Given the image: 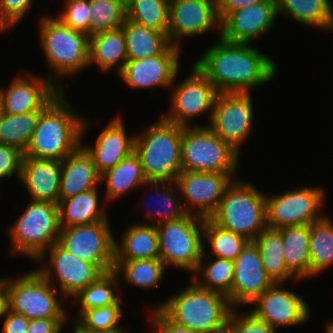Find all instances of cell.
<instances>
[{
	"instance_id": "16",
	"label": "cell",
	"mask_w": 333,
	"mask_h": 333,
	"mask_svg": "<svg viewBox=\"0 0 333 333\" xmlns=\"http://www.w3.org/2000/svg\"><path fill=\"white\" fill-rule=\"evenodd\" d=\"M234 174L236 173L182 171L174 186H178L186 199L183 203L186 213L209 219L217 210L227 186L234 179Z\"/></svg>"
},
{
	"instance_id": "45",
	"label": "cell",
	"mask_w": 333,
	"mask_h": 333,
	"mask_svg": "<svg viewBox=\"0 0 333 333\" xmlns=\"http://www.w3.org/2000/svg\"><path fill=\"white\" fill-rule=\"evenodd\" d=\"M32 0H0V32L13 28L25 17Z\"/></svg>"
},
{
	"instance_id": "25",
	"label": "cell",
	"mask_w": 333,
	"mask_h": 333,
	"mask_svg": "<svg viewBox=\"0 0 333 333\" xmlns=\"http://www.w3.org/2000/svg\"><path fill=\"white\" fill-rule=\"evenodd\" d=\"M99 183L100 175L82 146L61 161L59 201L97 188Z\"/></svg>"
},
{
	"instance_id": "41",
	"label": "cell",
	"mask_w": 333,
	"mask_h": 333,
	"mask_svg": "<svg viewBox=\"0 0 333 333\" xmlns=\"http://www.w3.org/2000/svg\"><path fill=\"white\" fill-rule=\"evenodd\" d=\"M203 237L210 244L214 256L232 261L239 256L249 242L240 235L222 229L210 219H205Z\"/></svg>"
},
{
	"instance_id": "57",
	"label": "cell",
	"mask_w": 333,
	"mask_h": 333,
	"mask_svg": "<svg viewBox=\"0 0 333 333\" xmlns=\"http://www.w3.org/2000/svg\"><path fill=\"white\" fill-rule=\"evenodd\" d=\"M2 108H1V105H0V118H1V116H2Z\"/></svg>"
},
{
	"instance_id": "38",
	"label": "cell",
	"mask_w": 333,
	"mask_h": 333,
	"mask_svg": "<svg viewBox=\"0 0 333 333\" xmlns=\"http://www.w3.org/2000/svg\"><path fill=\"white\" fill-rule=\"evenodd\" d=\"M41 112L32 111L16 115L2 113L0 143L12 146L24 153L31 141Z\"/></svg>"
},
{
	"instance_id": "19",
	"label": "cell",
	"mask_w": 333,
	"mask_h": 333,
	"mask_svg": "<svg viewBox=\"0 0 333 333\" xmlns=\"http://www.w3.org/2000/svg\"><path fill=\"white\" fill-rule=\"evenodd\" d=\"M281 287L282 283H274L250 304L254 306L250 311L276 331L279 326L305 324L310 315L308 303L304 298Z\"/></svg>"
},
{
	"instance_id": "44",
	"label": "cell",
	"mask_w": 333,
	"mask_h": 333,
	"mask_svg": "<svg viewBox=\"0 0 333 333\" xmlns=\"http://www.w3.org/2000/svg\"><path fill=\"white\" fill-rule=\"evenodd\" d=\"M65 10L57 18L71 29L89 36V0H66Z\"/></svg>"
},
{
	"instance_id": "39",
	"label": "cell",
	"mask_w": 333,
	"mask_h": 333,
	"mask_svg": "<svg viewBox=\"0 0 333 333\" xmlns=\"http://www.w3.org/2000/svg\"><path fill=\"white\" fill-rule=\"evenodd\" d=\"M126 9L128 20L168 34V0H132Z\"/></svg>"
},
{
	"instance_id": "9",
	"label": "cell",
	"mask_w": 333,
	"mask_h": 333,
	"mask_svg": "<svg viewBox=\"0 0 333 333\" xmlns=\"http://www.w3.org/2000/svg\"><path fill=\"white\" fill-rule=\"evenodd\" d=\"M205 219L194 214L157 225L159 258L164 266H175L193 273L203 254Z\"/></svg>"
},
{
	"instance_id": "27",
	"label": "cell",
	"mask_w": 333,
	"mask_h": 333,
	"mask_svg": "<svg viewBox=\"0 0 333 333\" xmlns=\"http://www.w3.org/2000/svg\"><path fill=\"white\" fill-rule=\"evenodd\" d=\"M98 188L79 193L58 203L60 229L106 220L109 216L100 206Z\"/></svg>"
},
{
	"instance_id": "56",
	"label": "cell",
	"mask_w": 333,
	"mask_h": 333,
	"mask_svg": "<svg viewBox=\"0 0 333 333\" xmlns=\"http://www.w3.org/2000/svg\"><path fill=\"white\" fill-rule=\"evenodd\" d=\"M117 1L122 3L125 7H127L132 2V0H117Z\"/></svg>"
},
{
	"instance_id": "48",
	"label": "cell",
	"mask_w": 333,
	"mask_h": 333,
	"mask_svg": "<svg viewBox=\"0 0 333 333\" xmlns=\"http://www.w3.org/2000/svg\"><path fill=\"white\" fill-rule=\"evenodd\" d=\"M149 322L155 329L153 333H202L181 327L169 320L158 308H153Z\"/></svg>"
},
{
	"instance_id": "49",
	"label": "cell",
	"mask_w": 333,
	"mask_h": 333,
	"mask_svg": "<svg viewBox=\"0 0 333 333\" xmlns=\"http://www.w3.org/2000/svg\"><path fill=\"white\" fill-rule=\"evenodd\" d=\"M68 318L30 320L26 333H61Z\"/></svg>"
},
{
	"instance_id": "34",
	"label": "cell",
	"mask_w": 333,
	"mask_h": 333,
	"mask_svg": "<svg viewBox=\"0 0 333 333\" xmlns=\"http://www.w3.org/2000/svg\"><path fill=\"white\" fill-rule=\"evenodd\" d=\"M203 246V254L198 269L191 275L192 280L202 289L216 291L228 297L231 305V289L234 277V261L216 257L214 261ZM210 260L204 265V259ZM199 274V275H198ZM200 274L203 278L200 279Z\"/></svg>"
},
{
	"instance_id": "17",
	"label": "cell",
	"mask_w": 333,
	"mask_h": 333,
	"mask_svg": "<svg viewBox=\"0 0 333 333\" xmlns=\"http://www.w3.org/2000/svg\"><path fill=\"white\" fill-rule=\"evenodd\" d=\"M216 28L221 30L215 0L169 1L167 36L172 45L180 47L183 38L206 34Z\"/></svg>"
},
{
	"instance_id": "28",
	"label": "cell",
	"mask_w": 333,
	"mask_h": 333,
	"mask_svg": "<svg viewBox=\"0 0 333 333\" xmlns=\"http://www.w3.org/2000/svg\"><path fill=\"white\" fill-rule=\"evenodd\" d=\"M126 61V39L122 27L89 36V66L96 64L105 72L118 66L120 73Z\"/></svg>"
},
{
	"instance_id": "40",
	"label": "cell",
	"mask_w": 333,
	"mask_h": 333,
	"mask_svg": "<svg viewBox=\"0 0 333 333\" xmlns=\"http://www.w3.org/2000/svg\"><path fill=\"white\" fill-rule=\"evenodd\" d=\"M89 36L121 28L127 19L126 7L117 0H89Z\"/></svg>"
},
{
	"instance_id": "36",
	"label": "cell",
	"mask_w": 333,
	"mask_h": 333,
	"mask_svg": "<svg viewBox=\"0 0 333 333\" xmlns=\"http://www.w3.org/2000/svg\"><path fill=\"white\" fill-rule=\"evenodd\" d=\"M166 267L160 258L115 260L114 271L135 287L152 289L163 279Z\"/></svg>"
},
{
	"instance_id": "10",
	"label": "cell",
	"mask_w": 333,
	"mask_h": 333,
	"mask_svg": "<svg viewBox=\"0 0 333 333\" xmlns=\"http://www.w3.org/2000/svg\"><path fill=\"white\" fill-rule=\"evenodd\" d=\"M12 279L4 278L12 312L29 320L67 318V313L59 297L57 298V289L36 270Z\"/></svg>"
},
{
	"instance_id": "15",
	"label": "cell",
	"mask_w": 333,
	"mask_h": 333,
	"mask_svg": "<svg viewBox=\"0 0 333 333\" xmlns=\"http://www.w3.org/2000/svg\"><path fill=\"white\" fill-rule=\"evenodd\" d=\"M172 84V104L169 113L162 118L180 126H191L189 119L208 111L211 119L215 100L219 92L206 76L193 65L191 74L178 86Z\"/></svg>"
},
{
	"instance_id": "33",
	"label": "cell",
	"mask_w": 333,
	"mask_h": 333,
	"mask_svg": "<svg viewBox=\"0 0 333 333\" xmlns=\"http://www.w3.org/2000/svg\"><path fill=\"white\" fill-rule=\"evenodd\" d=\"M253 242L258 248L264 270L274 283L285 284L291 278L299 281L286 267L282 238L277 229L266 227Z\"/></svg>"
},
{
	"instance_id": "46",
	"label": "cell",
	"mask_w": 333,
	"mask_h": 333,
	"mask_svg": "<svg viewBox=\"0 0 333 333\" xmlns=\"http://www.w3.org/2000/svg\"><path fill=\"white\" fill-rule=\"evenodd\" d=\"M228 320L234 325L236 333H277L274 328L249 310L245 314L238 315L233 308Z\"/></svg>"
},
{
	"instance_id": "52",
	"label": "cell",
	"mask_w": 333,
	"mask_h": 333,
	"mask_svg": "<svg viewBox=\"0 0 333 333\" xmlns=\"http://www.w3.org/2000/svg\"><path fill=\"white\" fill-rule=\"evenodd\" d=\"M10 310L9 294L4 284V278L0 279V319L6 317Z\"/></svg>"
},
{
	"instance_id": "31",
	"label": "cell",
	"mask_w": 333,
	"mask_h": 333,
	"mask_svg": "<svg viewBox=\"0 0 333 333\" xmlns=\"http://www.w3.org/2000/svg\"><path fill=\"white\" fill-rule=\"evenodd\" d=\"M291 16L304 26L333 31V6L330 0H277V14Z\"/></svg>"
},
{
	"instance_id": "14",
	"label": "cell",
	"mask_w": 333,
	"mask_h": 333,
	"mask_svg": "<svg viewBox=\"0 0 333 333\" xmlns=\"http://www.w3.org/2000/svg\"><path fill=\"white\" fill-rule=\"evenodd\" d=\"M252 102L250 92L219 93L215 100L211 123L207 125L237 152L252 132Z\"/></svg>"
},
{
	"instance_id": "22",
	"label": "cell",
	"mask_w": 333,
	"mask_h": 333,
	"mask_svg": "<svg viewBox=\"0 0 333 333\" xmlns=\"http://www.w3.org/2000/svg\"><path fill=\"white\" fill-rule=\"evenodd\" d=\"M26 75L15 76L6 90L0 88L3 113L16 115L42 111L61 92L46 76L41 79L30 73Z\"/></svg>"
},
{
	"instance_id": "43",
	"label": "cell",
	"mask_w": 333,
	"mask_h": 333,
	"mask_svg": "<svg viewBox=\"0 0 333 333\" xmlns=\"http://www.w3.org/2000/svg\"><path fill=\"white\" fill-rule=\"evenodd\" d=\"M148 186H152L154 187L153 189V194H155L154 196L158 198H160L158 203L159 205L162 206V208L159 206L158 209L156 207L154 212V209L150 210L149 212H147V215H149L148 213H150L152 211V213L154 212L158 218V220L156 219V222H144L143 224H147V225H159L160 223L163 222H168L171 220H177L183 216H185L187 213L184 209L183 203H181L178 197V194H175L177 189L174 192V186L172 184V182H165V181H148L147 182ZM164 200V201H163ZM145 203V202H144ZM142 201V206L144 207V204ZM146 207V206H145ZM147 208V207H146ZM148 209V208H147ZM148 211V210H147Z\"/></svg>"
},
{
	"instance_id": "51",
	"label": "cell",
	"mask_w": 333,
	"mask_h": 333,
	"mask_svg": "<svg viewBox=\"0 0 333 333\" xmlns=\"http://www.w3.org/2000/svg\"><path fill=\"white\" fill-rule=\"evenodd\" d=\"M260 0H215L218 16L222 21L230 12L253 5Z\"/></svg>"
},
{
	"instance_id": "4",
	"label": "cell",
	"mask_w": 333,
	"mask_h": 333,
	"mask_svg": "<svg viewBox=\"0 0 333 333\" xmlns=\"http://www.w3.org/2000/svg\"><path fill=\"white\" fill-rule=\"evenodd\" d=\"M39 26L40 45L52 70L46 77L63 91L58 77L72 76L89 66V36L50 15L43 16Z\"/></svg>"
},
{
	"instance_id": "11",
	"label": "cell",
	"mask_w": 333,
	"mask_h": 333,
	"mask_svg": "<svg viewBox=\"0 0 333 333\" xmlns=\"http://www.w3.org/2000/svg\"><path fill=\"white\" fill-rule=\"evenodd\" d=\"M324 197L325 189L317 186H302L273 196L266 194V226L280 229L319 221L325 216L318 212Z\"/></svg>"
},
{
	"instance_id": "23",
	"label": "cell",
	"mask_w": 333,
	"mask_h": 333,
	"mask_svg": "<svg viewBox=\"0 0 333 333\" xmlns=\"http://www.w3.org/2000/svg\"><path fill=\"white\" fill-rule=\"evenodd\" d=\"M122 120L118 116L114 117L97 136L95 146H86L81 142V146L91 156L99 175L114 168L134 152L135 136L129 137L126 134Z\"/></svg>"
},
{
	"instance_id": "32",
	"label": "cell",
	"mask_w": 333,
	"mask_h": 333,
	"mask_svg": "<svg viewBox=\"0 0 333 333\" xmlns=\"http://www.w3.org/2000/svg\"><path fill=\"white\" fill-rule=\"evenodd\" d=\"M122 28L126 39L127 60H139L159 55L171 44L165 33L128 19Z\"/></svg>"
},
{
	"instance_id": "53",
	"label": "cell",
	"mask_w": 333,
	"mask_h": 333,
	"mask_svg": "<svg viewBox=\"0 0 333 333\" xmlns=\"http://www.w3.org/2000/svg\"><path fill=\"white\" fill-rule=\"evenodd\" d=\"M211 333H236L234 325L227 320L222 326L218 327Z\"/></svg>"
},
{
	"instance_id": "30",
	"label": "cell",
	"mask_w": 333,
	"mask_h": 333,
	"mask_svg": "<svg viewBox=\"0 0 333 333\" xmlns=\"http://www.w3.org/2000/svg\"><path fill=\"white\" fill-rule=\"evenodd\" d=\"M282 238L288 271L299 281L310 278L309 225L277 229Z\"/></svg>"
},
{
	"instance_id": "18",
	"label": "cell",
	"mask_w": 333,
	"mask_h": 333,
	"mask_svg": "<svg viewBox=\"0 0 333 333\" xmlns=\"http://www.w3.org/2000/svg\"><path fill=\"white\" fill-rule=\"evenodd\" d=\"M180 48L170 44L161 54L139 60H127L119 76L133 89L169 88L176 81L180 66Z\"/></svg>"
},
{
	"instance_id": "55",
	"label": "cell",
	"mask_w": 333,
	"mask_h": 333,
	"mask_svg": "<svg viewBox=\"0 0 333 333\" xmlns=\"http://www.w3.org/2000/svg\"><path fill=\"white\" fill-rule=\"evenodd\" d=\"M73 333H88L79 328L76 324L74 325Z\"/></svg>"
},
{
	"instance_id": "6",
	"label": "cell",
	"mask_w": 333,
	"mask_h": 333,
	"mask_svg": "<svg viewBox=\"0 0 333 333\" xmlns=\"http://www.w3.org/2000/svg\"><path fill=\"white\" fill-rule=\"evenodd\" d=\"M209 219L222 229L253 241L267 227L266 194L250 182L233 179Z\"/></svg>"
},
{
	"instance_id": "1",
	"label": "cell",
	"mask_w": 333,
	"mask_h": 333,
	"mask_svg": "<svg viewBox=\"0 0 333 333\" xmlns=\"http://www.w3.org/2000/svg\"><path fill=\"white\" fill-rule=\"evenodd\" d=\"M219 93L250 92L277 73L274 60L250 43H231L219 37L194 64Z\"/></svg>"
},
{
	"instance_id": "47",
	"label": "cell",
	"mask_w": 333,
	"mask_h": 333,
	"mask_svg": "<svg viewBox=\"0 0 333 333\" xmlns=\"http://www.w3.org/2000/svg\"><path fill=\"white\" fill-rule=\"evenodd\" d=\"M23 157L22 151L0 143V180L10 178L16 173L20 178Z\"/></svg>"
},
{
	"instance_id": "7",
	"label": "cell",
	"mask_w": 333,
	"mask_h": 333,
	"mask_svg": "<svg viewBox=\"0 0 333 333\" xmlns=\"http://www.w3.org/2000/svg\"><path fill=\"white\" fill-rule=\"evenodd\" d=\"M8 229L11 253H20L36 261L51 245L58 243V204L31 200L15 224Z\"/></svg>"
},
{
	"instance_id": "13",
	"label": "cell",
	"mask_w": 333,
	"mask_h": 333,
	"mask_svg": "<svg viewBox=\"0 0 333 333\" xmlns=\"http://www.w3.org/2000/svg\"><path fill=\"white\" fill-rule=\"evenodd\" d=\"M47 250L37 261L42 262L45 254L49 252V262L35 270L54 287L56 277L59 285L55 288L59 287V294L64 300L73 298L104 274L96 265L77 258L58 243L51 245Z\"/></svg>"
},
{
	"instance_id": "54",
	"label": "cell",
	"mask_w": 333,
	"mask_h": 333,
	"mask_svg": "<svg viewBox=\"0 0 333 333\" xmlns=\"http://www.w3.org/2000/svg\"><path fill=\"white\" fill-rule=\"evenodd\" d=\"M326 333H333V321H329L327 325L325 326Z\"/></svg>"
},
{
	"instance_id": "21",
	"label": "cell",
	"mask_w": 333,
	"mask_h": 333,
	"mask_svg": "<svg viewBox=\"0 0 333 333\" xmlns=\"http://www.w3.org/2000/svg\"><path fill=\"white\" fill-rule=\"evenodd\" d=\"M274 282L267 275L253 241H249L234 260V277L231 289V306L250 305ZM236 306V307H235Z\"/></svg>"
},
{
	"instance_id": "50",
	"label": "cell",
	"mask_w": 333,
	"mask_h": 333,
	"mask_svg": "<svg viewBox=\"0 0 333 333\" xmlns=\"http://www.w3.org/2000/svg\"><path fill=\"white\" fill-rule=\"evenodd\" d=\"M3 323V333H26L30 320L23 315L8 311Z\"/></svg>"
},
{
	"instance_id": "37",
	"label": "cell",
	"mask_w": 333,
	"mask_h": 333,
	"mask_svg": "<svg viewBox=\"0 0 333 333\" xmlns=\"http://www.w3.org/2000/svg\"><path fill=\"white\" fill-rule=\"evenodd\" d=\"M119 276L113 270L101 275L95 282L81 290L72 298L74 302L80 303L77 319L83 312L108 305H121V300L114 289L118 287Z\"/></svg>"
},
{
	"instance_id": "24",
	"label": "cell",
	"mask_w": 333,
	"mask_h": 333,
	"mask_svg": "<svg viewBox=\"0 0 333 333\" xmlns=\"http://www.w3.org/2000/svg\"><path fill=\"white\" fill-rule=\"evenodd\" d=\"M60 178L61 161L23 157L19 179L31 200L58 204Z\"/></svg>"
},
{
	"instance_id": "35",
	"label": "cell",
	"mask_w": 333,
	"mask_h": 333,
	"mask_svg": "<svg viewBox=\"0 0 333 333\" xmlns=\"http://www.w3.org/2000/svg\"><path fill=\"white\" fill-rule=\"evenodd\" d=\"M333 220L324 216L309 225L310 277L333 264Z\"/></svg>"
},
{
	"instance_id": "29",
	"label": "cell",
	"mask_w": 333,
	"mask_h": 333,
	"mask_svg": "<svg viewBox=\"0 0 333 333\" xmlns=\"http://www.w3.org/2000/svg\"><path fill=\"white\" fill-rule=\"evenodd\" d=\"M106 180V201L114 202L123 194L136 190L143 185L147 186L142 163L138 154L134 151L125 157L114 168L100 175V181Z\"/></svg>"
},
{
	"instance_id": "42",
	"label": "cell",
	"mask_w": 333,
	"mask_h": 333,
	"mask_svg": "<svg viewBox=\"0 0 333 333\" xmlns=\"http://www.w3.org/2000/svg\"><path fill=\"white\" fill-rule=\"evenodd\" d=\"M121 305H108L83 312L75 324L88 333H126L119 321L122 317Z\"/></svg>"
},
{
	"instance_id": "20",
	"label": "cell",
	"mask_w": 333,
	"mask_h": 333,
	"mask_svg": "<svg viewBox=\"0 0 333 333\" xmlns=\"http://www.w3.org/2000/svg\"><path fill=\"white\" fill-rule=\"evenodd\" d=\"M277 16V0H260L230 12L221 21L219 35L231 43H252L271 30Z\"/></svg>"
},
{
	"instance_id": "26",
	"label": "cell",
	"mask_w": 333,
	"mask_h": 333,
	"mask_svg": "<svg viewBox=\"0 0 333 333\" xmlns=\"http://www.w3.org/2000/svg\"><path fill=\"white\" fill-rule=\"evenodd\" d=\"M115 239V260L159 258V236L155 225L132 224L124 230L122 240Z\"/></svg>"
},
{
	"instance_id": "3",
	"label": "cell",
	"mask_w": 333,
	"mask_h": 333,
	"mask_svg": "<svg viewBox=\"0 0 333 333\" xmlns=\"http://www.w3.org/2000/svg\"><path fill=\"white\" fill-rule=\"evenodd\" d=\"M157 308L173 323L202 333L222 326L233 309L226 295L202 289L193 280Z\"/></svg>"
},
{
	"instance_id": "8",
	"label": "cell",
	"mask_w": 333,
	"mask_h": 333,
	"mask_svg": "<svg viewBox=\"0 0 333 333\" xmlns=\"http://www.w3.org/2000/svg\"><path fill=\"white\" fill-rule=\"evenodd\" d=\"M206 126H183L181 138L182 171L236 173L239 154Z\"/></svg>"
},
{
	"instance_id": "2",
	"label": "cell",
	"mask_w": 333,
	"mask_h": 333,
	"mask_svg": "<svg viewBox=\"0 0 333 333\" xmlns=\"http://www.w3.org/2000/svg\"><path fill=\"white\" fill-rule=\"evenodd\" d=\"M87 120L70 107L61 91L42 110L24 157L62 161L81 146Z\"/></svg>"
},
{
	"instance_id": "5",
	"label": "cell",
	"mask_w": 333,
	"mask_h": 333,
	"mask_svg": "<svg viewBox=\"0 0 333 333\" xmlns=\"http://www.w3.org/2000/svg\"><path fill=\"white\" fill-rule=\"evenodd\" d=\"M183 126L169 123L162 117L142 136H135L134 151L140 157L148 181L174 182L182 172L181 138Z\"/></svg>"
},
{
	"instance_id": "12",
	"label": "cell",
	"mask_w": 333,
	"mask_h": 333,
	"mask_svg": "<svg viewBox=\"0 0 333 333\" xmlns=\"http://www.w3.org/2000/svg\"><path fill=\"white\" fill-rule=\"evenodd\" d=\"M108 218L60 229L58 244L77 258L96 265L103 273L114 270L115 238Z\"/></svg>"
}]
</instances>
